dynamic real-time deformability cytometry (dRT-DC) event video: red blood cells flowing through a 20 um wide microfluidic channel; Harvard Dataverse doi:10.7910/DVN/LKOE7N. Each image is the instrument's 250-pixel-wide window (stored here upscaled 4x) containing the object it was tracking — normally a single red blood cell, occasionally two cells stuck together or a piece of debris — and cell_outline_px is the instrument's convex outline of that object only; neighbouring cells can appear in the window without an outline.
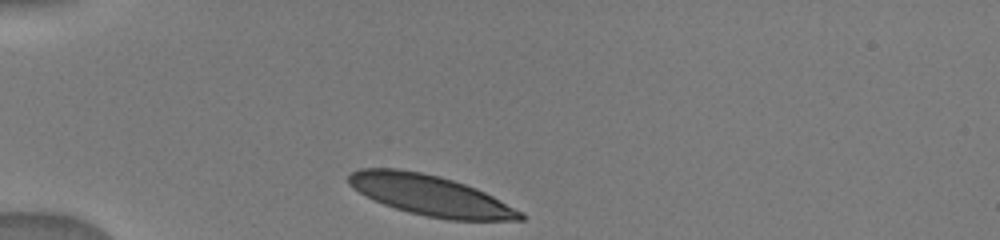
{"species": "human", "species_latin": "Homo sapiens", "temperature_condition": "warm", "stored_images_in_passage": 36, "camera_frame_rate_fps": 3000, "um_per_image_px": 0.085, "donor": {"sex": "male"}, "frame": {"image": 1, "passage_image": 1, "time_ms": 0.0, "image_size_px": [1000, 240], "cell_outline_px": [[524, 220], [448, 220], [408, 212], [384, 204], [352, 188], [348, 184], [348, 176], [352, 172], [360, 168], [396, 168], [420, 172], [440, 176], [476, 188], [524, 212]], "centroid_in_image_um": [36.59, 16.6], "position_along_channel_um": 48.4, "area_um2": 40.11}}
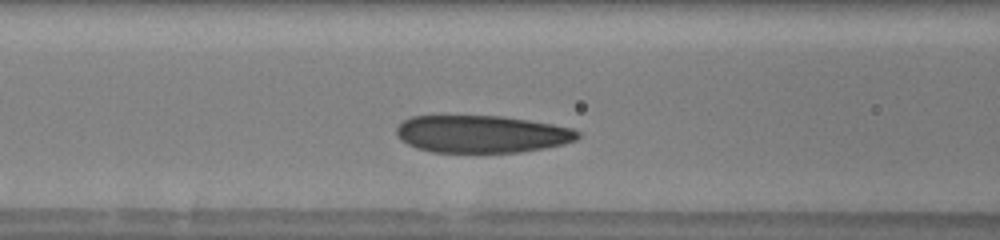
{"frame": {"image": 2, "passage_image": 10, "time_ms": 2.667, "image_size_px": [1000, 240], "cell_outline_px": [[580, 136], [576, 140], [564, 144], [544, 148], [520, 152], [432, 152], [416, 148], [400, 140], [396, 136], [396, 128], [404, 120], [412, 116], [500, 116], [528, 120], [552, 124], [572, 128], [580, 132]], "centroid_in_image_um": [40.94, 11.4], "position_along_channel_um": 125.7, "area_um2": 39.54}}
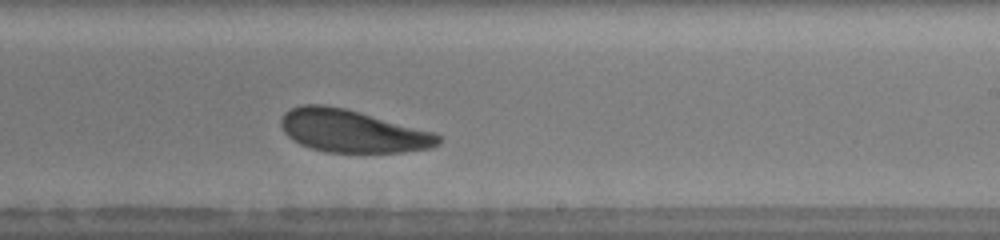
{"frame": {"image": 3, "passage_image": 24, "time_ms": 6.0, "image_size_px": [1000, 240], "cell_outline_px": [[440, 144], [432, 148], [404, 152], [328, 152], [312, 148], [300, 144], [292, 140], [284, 132], [280, 124], [280, 120], [284, 112], [300, 104], [324, 104], [344, 108], [436, 132], [440, 136]], "centroid_in_image_um": [29.95, 11.14], "position_along_channel_um": 259.0, "area_um2": 39.19}}